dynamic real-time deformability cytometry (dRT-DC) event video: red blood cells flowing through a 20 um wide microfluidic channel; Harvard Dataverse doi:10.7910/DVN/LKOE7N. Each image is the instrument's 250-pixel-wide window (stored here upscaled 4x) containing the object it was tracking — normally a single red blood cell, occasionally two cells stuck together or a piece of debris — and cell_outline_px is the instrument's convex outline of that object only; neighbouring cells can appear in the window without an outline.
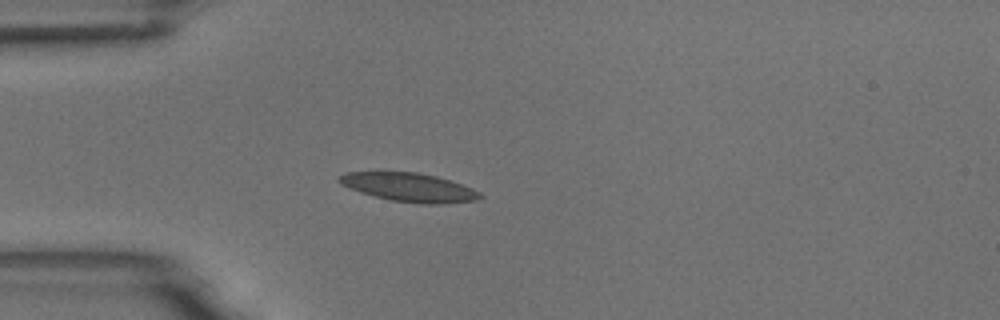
{"species": "common noctule bat (a hibernating species)", "species_latin": "Nyctalus noctula", "temperature_condition": "room temperature", "stored_images_in_passage": 40, "camera_frame_rate_fps": 3000, "um_per_image_px": 0.085, "animal": {"sex": "male", "body_mass_g": 18.8}, "frame": {"image": 1, "passage_image": 1, "time_ms": 0.0, "image_size_px": [1000, 320], "cell_outline_px": [[484, 196], [476, 200], [440, 204], [420, 204], [392, 200], [376, 196], [340, 184], [336, 180], [336, 176], [348, 172], [384, 168], [416, 172], [436, 176], [472, 188], [480, 192]], "centroid_in_image_um": [34.69, 15.86], "position_along_channel_um": 50.3, "area_um2": 24.22}}
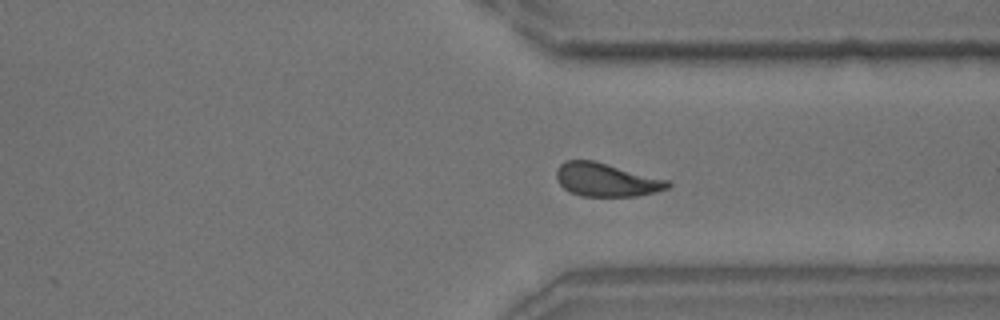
{"frame": {"image": 2, "passage_image": 27, "time_ms": 8.667, "image_size_px": [1000, 320], "cell_outline_px": [[672, 184], [668, 188], [656, 192], [636, 196], [580, 196], [568, 192], [560, 184], [556, 176], [556, 168], [564, 160], [592, 160], [668, 180]], "centroid_in_image_um": [51.5, 15.29], "position_along_channel_um": 359.9, "area_um2": 21.62}}
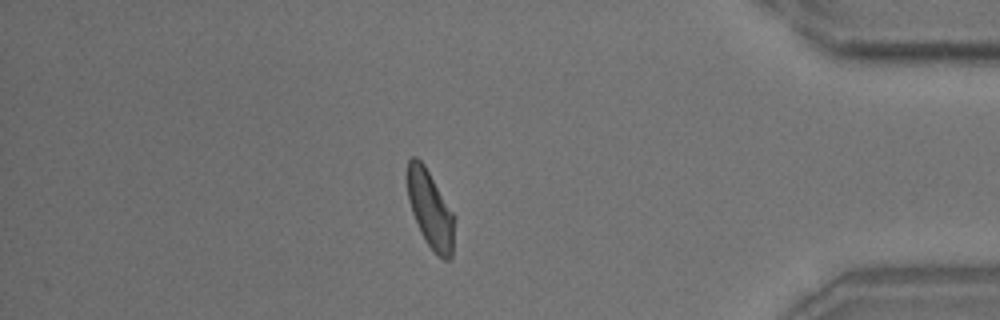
{"frame": {"image": 3, "passage_image": 33, "time_ms": 10.667, "image_size_px": [1000, 320], "cell_outline_px": [[456, 216], [452, 256], [448, 260], [444, 260], [424, 240], [420, 232], [412, 212], [408, 200], [404, 176], [408, 160], [412, 156], [416, 156], [424, 164]], "centroid_in_image_um": [36.55, 17.74], "position_along_channel_um": 398.6, "area_um2": 21.85}, "authors_computed_cell_mechanics": {"area_um2": 21.8484, "velocity_mm_per_s": 3.6997, "shape_relaxation_time_tau1_ms": 4.4452, "shape_relaxation_time_tau2_ms": 2.5619, "deformation_change_tau1": 0.132, "deformation_change_tau2": 0.0919}}